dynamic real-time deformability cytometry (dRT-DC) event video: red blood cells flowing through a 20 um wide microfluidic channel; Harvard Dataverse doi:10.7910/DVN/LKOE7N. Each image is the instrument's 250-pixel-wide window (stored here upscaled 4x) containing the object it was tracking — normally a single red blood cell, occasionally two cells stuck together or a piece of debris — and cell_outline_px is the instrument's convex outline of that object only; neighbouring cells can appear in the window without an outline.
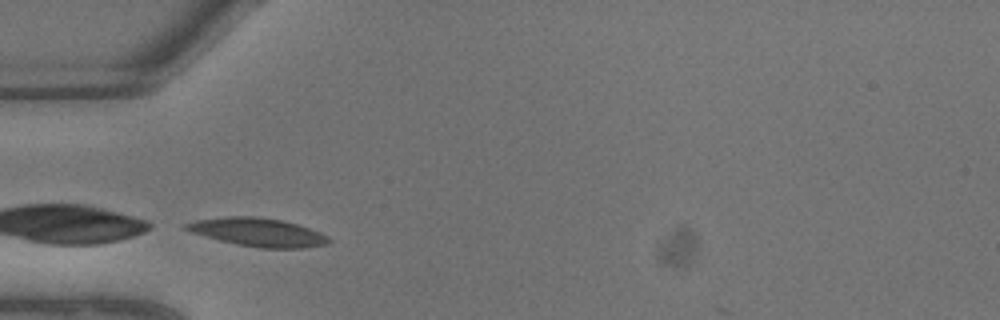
{"species": "common noctule bat (a hibernating species)", "species_latin": "Nyctalus noctula", "temperature_condition": "warm", "stored_images_in_passage": 4, "camera_frame_rate_fps": 3000, "um_per_image_px": 0.085, "animal": {"sex": "male", "body_mass_g": 13.3}, "frame": {"image": 1, "passage_image": 3, "time_ms": 0.667, "image_size_px": [1000, 320], "cell_outline_px": [[332, 240], [328, 244], [300, 248], [260, 248], [236, 244], [220, 240], [192, 232], [184, 228], [184, 224], [196, 220], [224, 216], [256, 216], [280, 220], [296, 224], [320, 232], [328, 236]], "centroid_in_image_um": [21.94, 19.74], "position_along_channel_um": 63.1, "area_um2": 23.41}}